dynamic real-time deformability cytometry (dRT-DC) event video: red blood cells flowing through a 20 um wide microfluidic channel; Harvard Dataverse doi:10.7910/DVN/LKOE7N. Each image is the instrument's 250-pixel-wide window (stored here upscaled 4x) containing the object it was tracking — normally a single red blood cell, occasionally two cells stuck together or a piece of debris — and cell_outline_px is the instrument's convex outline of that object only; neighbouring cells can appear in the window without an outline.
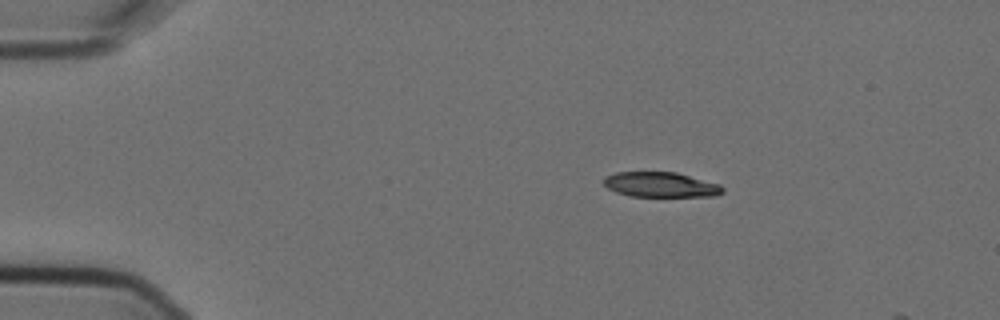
{"species": "Egyptian fruit bat (a non-hibernating species)", "species_latin": "Rousettus aegyptiacus", "temperature_condition": "cold", "stored_images_in_passage": 3, "camera_frame_rate_fps": 3000, "um_per_image_px": 0.085, "animal": {"sex": "female"}, "frame": {"image": 1, "passage_image": 2, "time_ms": 0.333, "image_size_px": [1000, 320], "cell_outline_px": [[724, 192], [716, 196], [632, 196], [616, 192], [608, 188], [604, 184], [604, 176], [616, 172], [676, 172], [720, 184], [724, 188]], "centroid_in_image_um": [56.17, 15.69], "position_along_channel_um": 28.8, "area_um2": 17.34}}